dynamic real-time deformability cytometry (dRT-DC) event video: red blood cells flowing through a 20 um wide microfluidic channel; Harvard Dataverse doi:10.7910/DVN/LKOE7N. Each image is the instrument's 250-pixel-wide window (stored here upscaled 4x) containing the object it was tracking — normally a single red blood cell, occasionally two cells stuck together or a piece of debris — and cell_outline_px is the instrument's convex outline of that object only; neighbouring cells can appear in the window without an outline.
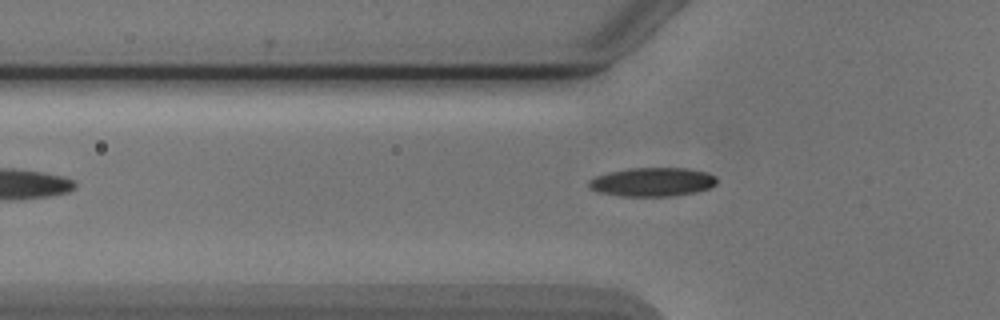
{"species": "Egyptian fruit bat (a non-hibernating species)", "species_latin": "Rousettus aegyptiacus", "temperature_condition": "cold", "stored_images_in_passage": 3, "camera_frame_rate_fps": 3000, "um_per_image_px": 0.085, "animal": {"sex": "male"}, "frame": {"image": 1, "passage_image": 3, "time_ms": 2.333, "image_size_px": [1000, 320], "cell_outline_px": [[716, 184], [708, 188], [696, 192], [672, 196], [620, 196], [596, 192], [588, 188], [588, 180], [596, 176], [628, 168], [688, 168], [704, 172], [716, 176]], "centroid_in_image_um": [55.42, 15.47], "position_along_channel_um": 70.4, "area_um2": 21.5}}